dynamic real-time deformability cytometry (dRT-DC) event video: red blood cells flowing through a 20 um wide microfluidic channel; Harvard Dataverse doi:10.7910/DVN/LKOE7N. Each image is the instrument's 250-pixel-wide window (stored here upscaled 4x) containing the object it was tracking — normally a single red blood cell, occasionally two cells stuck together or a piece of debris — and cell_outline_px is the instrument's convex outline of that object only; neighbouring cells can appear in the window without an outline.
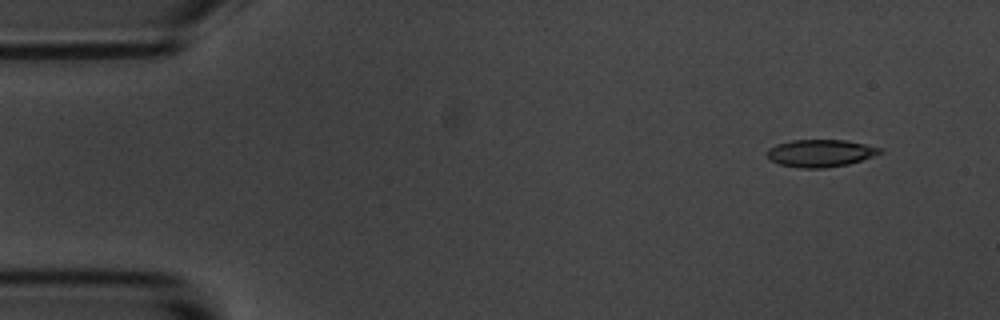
{"species": "common noctule bat (a hibernating species)", "species_latin": "Nyctalus noctula", "temperature_condition": "room temperature", "stored_images_in_passage": 6, "camera_frame_rate_fps": 3000, "um_per_image_px": 0.085, "animal": {"sex": "male", "body_mass_g": 20.1, "forearm_length_mm": 53.5}, "frame": {"image": 1, "passage_image": 2, "time_ms": 1.0, "image_size_px": [1000, 320], "cell_outline_px": [[884, 152], [848, 164], [824, 168], [800, 168], [780, 164], [772, 160], [768, 156], [768, 148], [776, 144], [792, 140], [848, 140], [880, 148]], "centroid_in_image_um": [69.73, 13.01], "position_along_channel_um": 15.3, "area_um2": 17.8}}
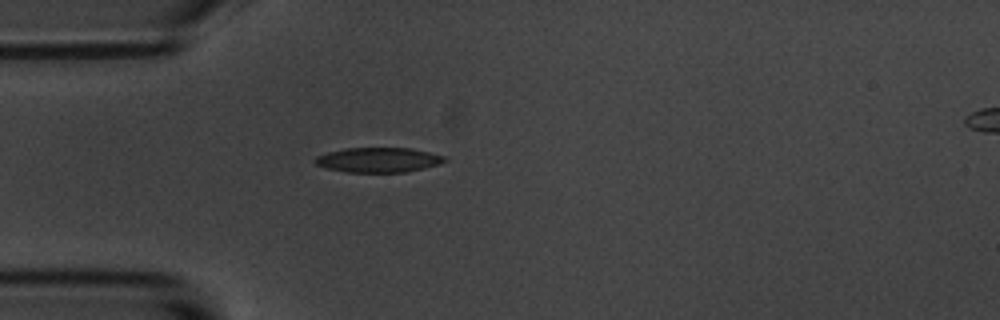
{"frame": {"image": 2, "passage_image": 5, "time_ms": 4.667, "image_size_px": [1000, 320], "cell_outline_px": [[448, 160], [440, 164], [408, 172], [344, 172], [328, 168], [316, 164], [312, 160], [316, 156], [328, 152], [344, 148], [412, 148], [444, 156]], "centroid_in_image_um": [32.16, 13.59], "position_along_channel_um": 52.8, "area_um2": 18.79}}